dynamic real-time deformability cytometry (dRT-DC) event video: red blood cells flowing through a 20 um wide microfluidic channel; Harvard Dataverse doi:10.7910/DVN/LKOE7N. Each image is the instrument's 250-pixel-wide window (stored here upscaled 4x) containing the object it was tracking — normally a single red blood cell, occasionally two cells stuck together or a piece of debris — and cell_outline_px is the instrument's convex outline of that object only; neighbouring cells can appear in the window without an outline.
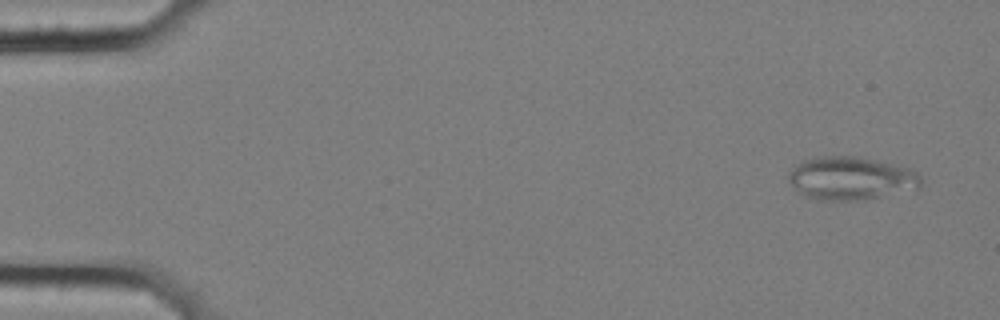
{"species": "common noctule bat (a hibernating species)", "species_latin": "Nyctalus noctula", "temperature_condition": "cold", "stored_images_in_passage": 5, "camera_frame_rate_fps": 3000, "um_per_image_px": 0.085, "animal": {"sex": "female", "body_mass_g": 25.1}, "frame": {"image": 1, "passage_image": 1, "time_ms": 0.0, "image_size_px": [1000, 320], "cell_outline_px": [[920, 184], [916, 188], [864, 200], [812, 200], [804, 196], [788, 180], [788, 172], [796, 164], [804, 160], [816, 156], [856, 156], [912, 168], [920, 176]], "centroid_in_image_um": [72.28, 15.15], "position_along_channel_um": 12.7, "area_um2": 33.23}}